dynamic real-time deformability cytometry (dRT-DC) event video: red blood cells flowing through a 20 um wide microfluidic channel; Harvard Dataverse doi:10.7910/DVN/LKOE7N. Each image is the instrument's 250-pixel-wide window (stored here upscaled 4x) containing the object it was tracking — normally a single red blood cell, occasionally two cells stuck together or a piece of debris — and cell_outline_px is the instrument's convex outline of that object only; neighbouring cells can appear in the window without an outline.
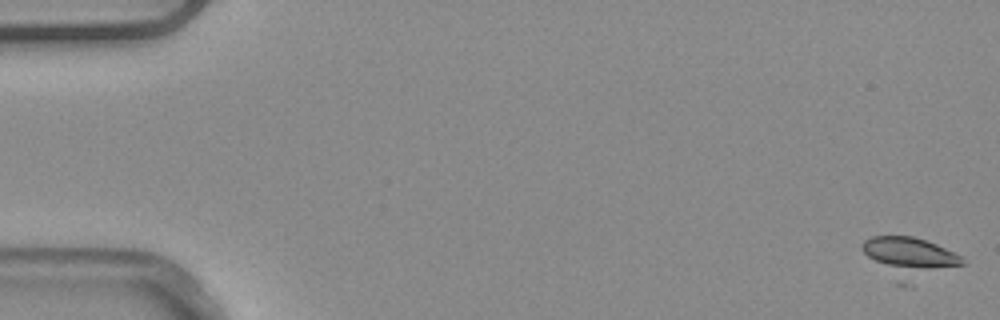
{"species": "common noctule bat (a hibernating species)", "species_latin": "Nyctalus noctula", "temperature_condition": "warm", "stored_images_in_passage": 4, "camera_frame_rate_fps": 3000, "um_per_image_px": 0.085, "animal": {"sex": "male", "body_mass_g": 20.4}, "frame": {"image": 1, "passage_image": 1, "time_ms": 0.0, "image_size_px": [1000, 320], "cell_outline_px": [[968, 264], [904, 284], [896, 284], [860, 248], [860, 244], [864, 240], [872, 236], [912, 236], [936, 244], [960, 256]], "centroid_in_image_um": [77.3, 21.89], "position_along_channel_um": 7.7, "area_um2": 23.35}}
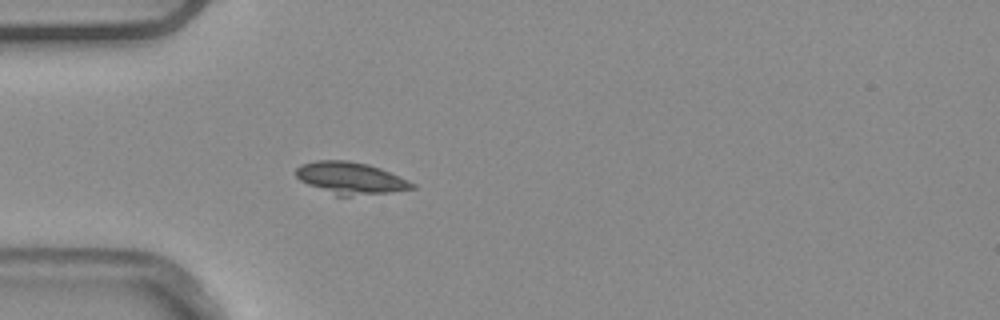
{"frame": {"image": 2, "passage_image": 4, "time_ms": 1.0, "image_size_px": [1000, 320], "cell_outline_px": [[416, 188], [388, 192], [352, 196], [336, 196], [308, 184], [300, 180], [296, 176], [296, 168], [300, 164], [316, 160], [348, 160], [368, 164], [380, 168], [408, 180], [416, 184]], "centroid_in_image_um": [29.78, 15.13], "position_along_channel_um": 55.2, "area_um2": 21.62}}